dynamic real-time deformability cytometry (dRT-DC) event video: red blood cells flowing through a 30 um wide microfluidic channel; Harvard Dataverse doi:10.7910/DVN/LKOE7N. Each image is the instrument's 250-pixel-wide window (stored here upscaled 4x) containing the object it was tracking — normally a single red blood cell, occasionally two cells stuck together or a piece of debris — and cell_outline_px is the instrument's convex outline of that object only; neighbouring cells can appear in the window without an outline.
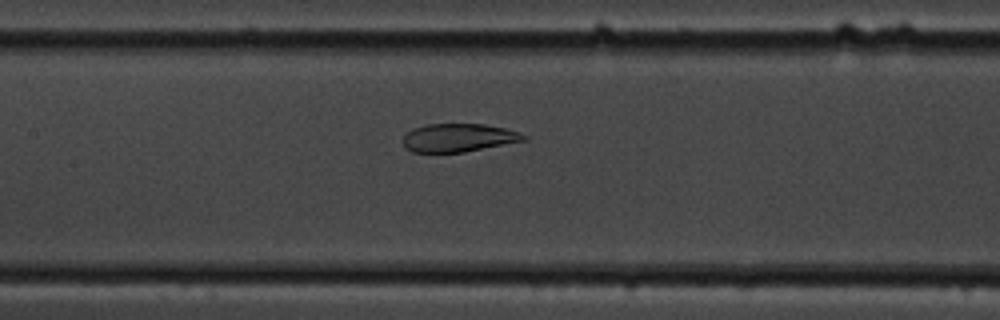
{"species": "common noctule bat (a hibernating species)", "species_latin": "Nyctalus noctula", "temperature_condition": "cold", "stored_images_in_passage": 59, "camera_frame_rate_fps": 3000, "um_per_image_px": 0.085, "animal": {"sex": "male", "body_mass_g": 19.5, "forearm_length_mm": 54.6}, "frame": {"image": 1, "passage_image": 28, "time_ms": 9.0, "image_size_px": [1000, 320], "cell_outline_px": [[528, 140], [464, 152], [412, 152], [404, 148], [404, 136], [412, 128], [428, 124], [484, 124], [504, 128], [520, 132], [528, 136]], "centroid_in_image_um": [39.0, 11.71], "position_along_channel_um": 168.4, "area_um2": 19.94}}
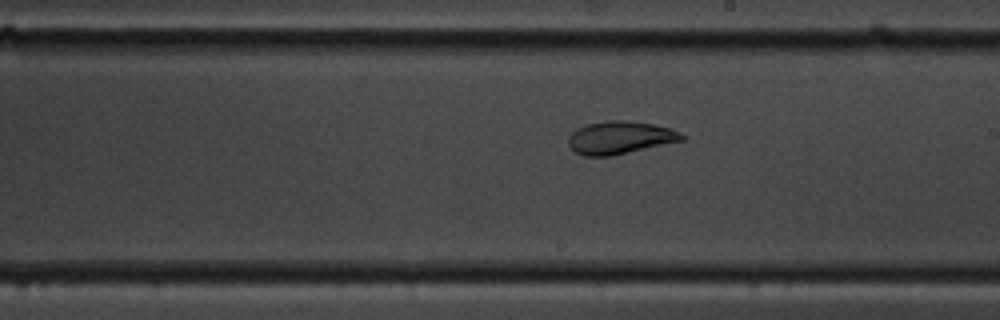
{"frame": {"image": 2, "passage_image": 34, "time_ms": 11.0, "image_size_px": [1000, 320], "cell_outline_px": [[688, 140], [612, 156], [584, 156], [576, 152], [568, 144], [568, 136], [576, 128], [588, 124], [608, 120], [628, 120], [652, 124], [672, 128], [688, 136]], "centroid_in_image_um": [52.78, 11.7], "position_along_channel_um": 236.2, "area_um2": 22.14}}
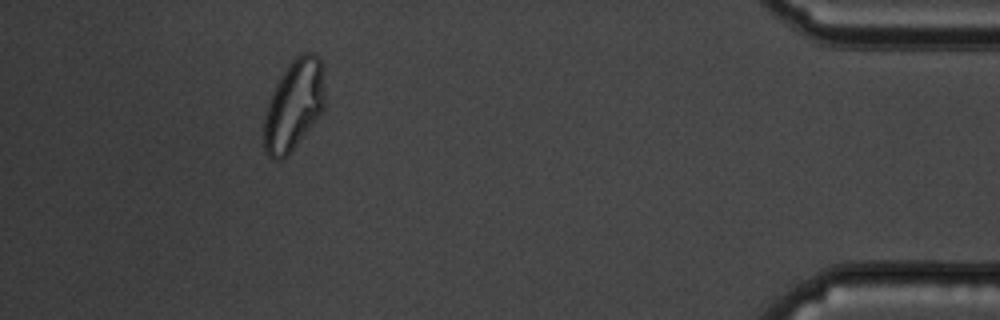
{"frame": {"image": 3, "passage_image": 54, "time_ms": 17.667, "image_size_px": [1000, 320], "cell_outline_px": [[324, 108], [316, 120], [288, 156], [280, 160], [272, 160], [268, 156], [264, 148], [264, 112], [268, 100], [276, 84], [288, 64], [300, 52], [312, 52], [320, 56], [324, 92]], "centroid_in_image_um": [24.96, 8.94], "position_along_channel_um": 410.2, "area_um2": 32.25}, "authors_computed_cell_mechanics": {"area_um2": 27.2816, "velocity_mm_per_s": 3.4055, "shape_relaxation_time_tau1_ms": null, "shape_relaxation_time_tau2_ms": 1.4237, "deformation_change_tau1": null, "deformation_change_tau2": 0.0494}}